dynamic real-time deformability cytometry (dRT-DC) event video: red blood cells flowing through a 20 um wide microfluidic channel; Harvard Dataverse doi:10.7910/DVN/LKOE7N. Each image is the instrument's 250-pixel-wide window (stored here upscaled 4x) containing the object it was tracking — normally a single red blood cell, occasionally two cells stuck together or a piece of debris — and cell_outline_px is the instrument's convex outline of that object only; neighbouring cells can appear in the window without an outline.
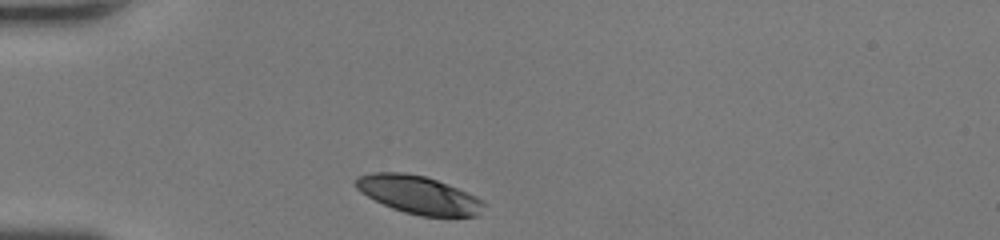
{"species": "human", "species_latin": "Homo sapiens", "temperature_condition": "room temperature", "stored_images_in_passage": 27, "camera_frame_rate_fps": 3000, "um_per_image_px": 0.085, "donor": {"sex": "female"}, "frame": {"image": 1, "passage_image": 1, "time_ms": 0.0, "image_size_px": [1000, 240], "cell_outline_px": [[488, 204], [480, 216], [420, 216], [404, 212], [392, 208], [360, 192], [352, 184], [360, 176], [372, 172], [404, 172], [424, 176], [448, 184], [476, 196], [484, 200]], "centroid_in_image_um": [35.63, 16.56], "position_along_channel_um": 49.4, "area_um2": 28.5}}
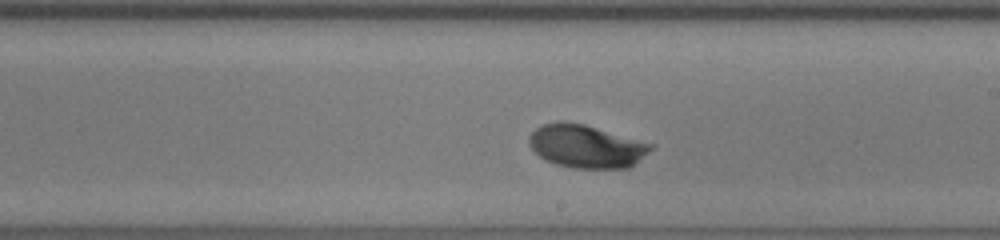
{"frame": {"image": 2, "passage_image": 16, "time_ms": 5.0, "image_size_px": [1000, 240], "cell_outline_px": [[656, 148], [628, 168], [572, 168], [556, 164], [544, 160], [528, 144], [528, 136], [540, 124], [560, 120], [584, 124], [656, 144]], "centroid_in_image_um": [49.85, 12.42], "position_along_channel_um": 239.2, "area_um2": 30.98}}
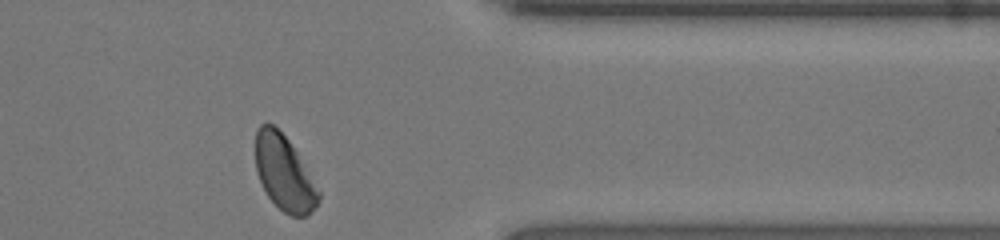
{"frame": {"image": 3, "passage_image": 27, "time_ms": 8.667, "image_size_px": [1000, 240], "cell_outline_px": [[320, 200], [308, 216], [292, 216], [284, 212], [268, 196], [256, 172], [256, 128], [260, 124], [272, 124], [288, 140], [296, 152], [320, 192]], "centroid_in_image_um": [24.15, 14.72], "position_along_channel_um": 387.3, "area_um2": 26.99}, "authors_computed_cell_mechanics": {"area_um2": 29.9982, "velocity_mm_per_s": 4.3058, "shape_relaxation_time_tau1_ms": 2.2313, "shape_relaxation_time_tau2_ms": 0.765, "deformation_change_tau1": 0.117, "deformation_change_tau2": 0.0293}}